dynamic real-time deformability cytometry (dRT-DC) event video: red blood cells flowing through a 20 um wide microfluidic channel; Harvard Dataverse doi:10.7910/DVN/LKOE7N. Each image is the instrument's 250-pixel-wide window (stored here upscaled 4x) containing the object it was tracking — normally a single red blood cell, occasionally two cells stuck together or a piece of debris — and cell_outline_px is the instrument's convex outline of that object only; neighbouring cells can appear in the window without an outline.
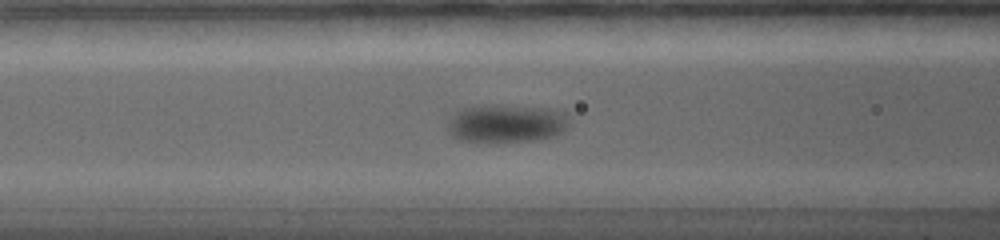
{"species": "common noctule bat (a hibernating species)", "species_latin": "Nyctalus noctula", "temperature_condition": "warm", "stored_images_in_passage": 29, "camera_frame_rate_fps": 5000, "um_per_image_px": 0.085, "animal": {"sex": "female", "body_mass_g": 19.0, "forearm_length_mm": 56.7}, "frame": {"image": 1, "passage_image": 6, "time_ms": 1.4, "image_size_px": [1000, 240], "cell_outline_px": [[572, 124], [560, 132], [552, 136], [532, 140], [456, 140], [448, 132], [448, 124], [452, 112], [460, 108], [492, 104], [544, 108], [564, 112], [568, 116]], "centroid_in_image_um": [43.01, 10.45], "position_along_channel_um": 123.6, "area_um2": 26.76}}
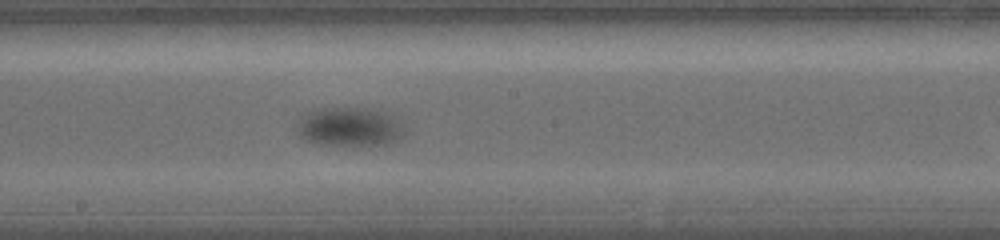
{"frame": {"image": 2, "passage_image": 16, "time_ms": 4.2, "image_size_px": [1000, 240], "cell_outline_px": [[404, 132], [396, 140], [384, 144], [316, 144], [300, 136], [296, 132], [296, 124], [300, 116], [316, 108], [368, 108], [384, 112], [392, 116], [404, 128]], "centroid_in_image_um": [29.62, 10.76], "position_along_channel_um": 218.6, "area_um2": 24.1}}
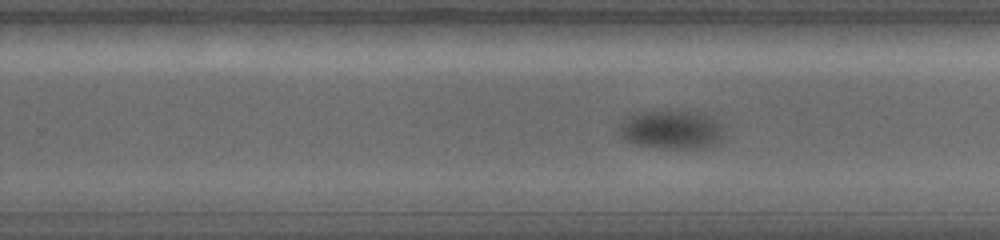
{"frame": {"image": 3, "passage_image": 22, "time_ms": 5.8, "image_size_px": [1000, 240], "cell_outline_px": [[724, 132], [720, 140], [712, 144], [696, 148], [668, 148], [636, 144], [624, 140], [620, 132], [620, 124], [628, 116], [640, 112], [664, 108], [680, 108], [700, 112], [716, 120], [720, 124]], "centroid_in_image_um": [57.06, 10.95], "position_along_channel_um": 272.7, "area_um2": 24.04}}